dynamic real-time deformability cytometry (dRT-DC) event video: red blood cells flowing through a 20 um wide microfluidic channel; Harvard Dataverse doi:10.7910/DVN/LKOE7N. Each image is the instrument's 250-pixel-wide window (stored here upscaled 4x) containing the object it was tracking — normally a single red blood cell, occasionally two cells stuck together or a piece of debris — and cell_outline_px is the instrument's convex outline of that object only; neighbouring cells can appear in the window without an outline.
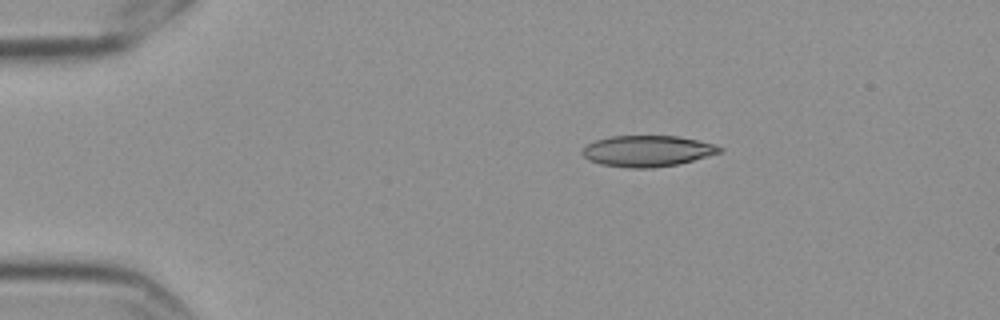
{"species": "Egyptian fruit bat (a non-hibernating species)", "species_latin": "Rousettus aegyptiacus", "temperature_condition": "cold", "stored_images_in_passage": 5, "camera_frame_rate_fps": 3000, "um_per_image_px": 0.085, "frame": {"image": 1, "passage_image": 3, "time_ms": 0.667, "image_size_px": [1000, 320], "cell_outline_px": [[724, 152], [676, 164], [652, 168], [628, 168], [600, 164], [588, 160], [580, 152], [588, 144], [596, 140], [612, 136], [680, 136], [716, 144], [724, 148]], "centroid_in_image_um": [55.06, 12.83], "position_along_channel_um": 29.9, "area_um2": 24.97}}